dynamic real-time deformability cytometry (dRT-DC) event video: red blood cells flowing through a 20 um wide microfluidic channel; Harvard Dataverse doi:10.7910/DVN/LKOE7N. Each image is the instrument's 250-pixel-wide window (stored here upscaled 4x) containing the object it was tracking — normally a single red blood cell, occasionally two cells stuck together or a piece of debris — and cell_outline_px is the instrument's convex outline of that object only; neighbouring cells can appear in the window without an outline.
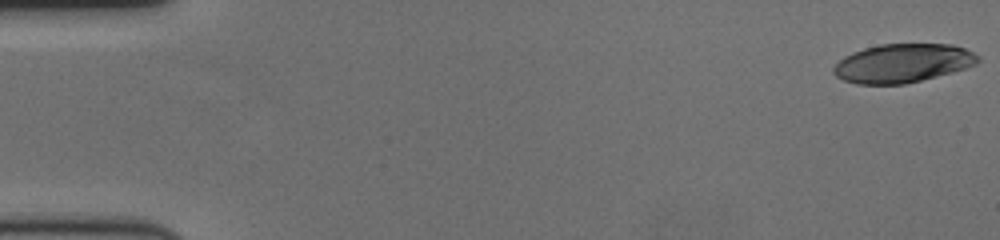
{"species": "human", "species_latin": "Homo sapiens", "temperature_condition": "cold", "stored_images_in_passage": 60, "camera_frame_rate_fps": 3000, "um_per_image_px": 0.085, "donor": {"sex": "female"}, "frame": {"image": 1, "passage_image": 1, "time_ms": 0.0, "image_size_px": [1000, 240], "cell_outline_px": [[980, 60], [976, 64], [952, 72], [904, 84], [856, 84], [844, 80], [836, 76], [832, 72], [832, 68], [844, 56], [852, 52], [864, 48], [880, 44], [952, 44], [964, 48], [980, 56]], "centroid_in_image_um": [76.71, 5.36], "position_along_channel_um": 8.3, "area_um2": 32.48}}
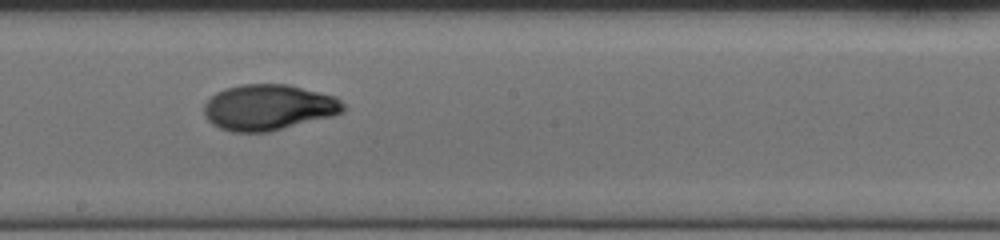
{"frame": {"image": 2, "passage_image": 34, "time_ms": 11.0, "image_size_px": [1000, 240], "cell_outline_px": [[348, 108], [344, 112], [332, 116], [268, 132], [232, 132], [220, 128], [212, 124], [204, 116], [204, 104], [216, 92], [224, 88], [240, 84], [288, 84], [336, 96]], "centroid_in_image_um": [22.83, 9.12], "position_along_channel_um": 225.4, "area_um2": 37.4}}
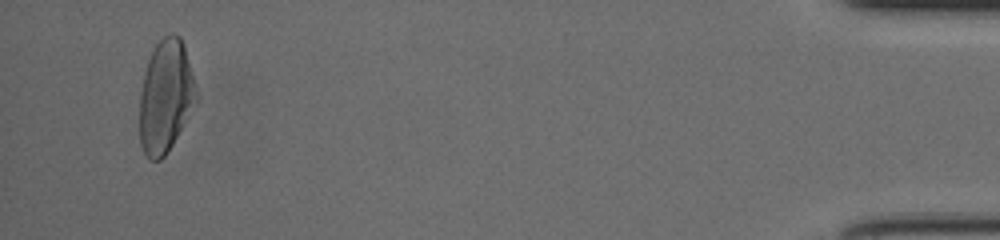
{"frame": {"image": 3, "passage_image": 58, "time_ms": 19.0, "image_size_px": [1000, 240], "cell_outline_px": [[196, 100], [172, 144], [164, 156], [160, 160], [152, 160], [144, 152], [140, 144], [140, 96], [144, 72], [152, 48], [164, 36], [172, 32], [180, 36], [184, 44], [192, 76]], "centroid_in_image_um": [14.03, 8.15], "position_along_channel_um": 421.2, "area_um2": 36.3}, "authors_computed_cell_mechanics": {"area_um2": 36.0383, "velocity_mm_per_s": 3.454, "shape_relaxation_time_tau1_ms": 4.3625, "shape_relaxation_time_tau2_ms": 2.3046, "deformation_change_tau1": 0.186, "deformation_change_tau2": 0.0558}}